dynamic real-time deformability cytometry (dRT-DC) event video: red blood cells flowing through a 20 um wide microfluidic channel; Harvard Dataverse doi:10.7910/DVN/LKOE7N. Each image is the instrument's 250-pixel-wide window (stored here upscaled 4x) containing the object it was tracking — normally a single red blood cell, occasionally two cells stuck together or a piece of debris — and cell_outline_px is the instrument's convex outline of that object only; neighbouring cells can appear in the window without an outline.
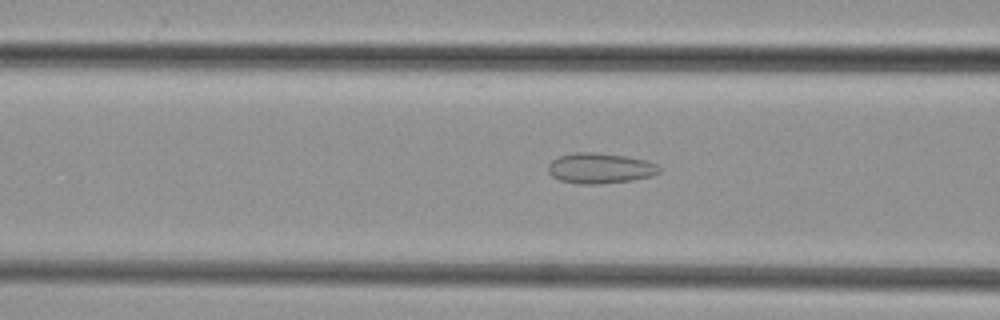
{"species": "common noctule bat (a hibernating species)", "species_latin": "Nyctalus noctula", "temperature_condition": "cold", "stored_images_in_passage": 35, "segment_of_instrument_passage": [1, 2], "camera_frame_rate_fps": 3000, "um_per_image_px": 0.085, "animal": {"sex": "female", "body_mass_g": 29.2, "forearm_length_mm": 56.3}, "frame": {"image": 1, "passage_image": 16, "time_ms": 5.0, "image_size_px": [1000, 320], "cell_outline_px": [[660, 172], [652, 176], [632, 180], [600, 184], [580, 184], [560, 180], [552, 176], [548, 172], [548, 164], [552, 160], [560, 156], [576, 152], [596, 152], [624, 156], [644, 160], [656, 164], [660, 168]], "centroid_in_image_um": [50.99, 14.3], "position_along_channel_um": 115.6, "area_um2": 19.65}}
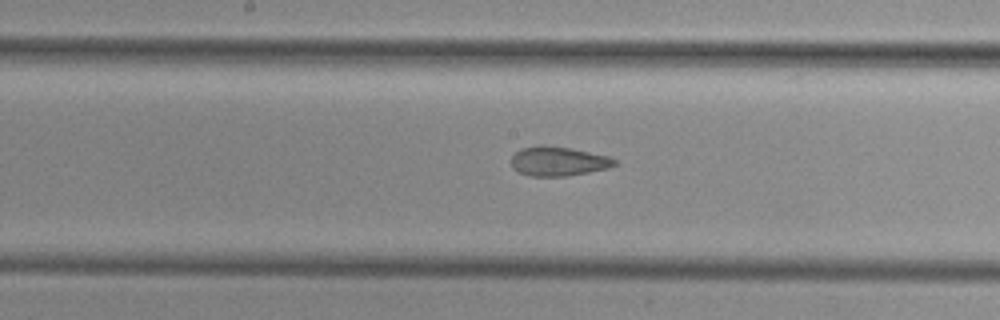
{"frame": {"image": 2, "passage_image": 22, "time_ms": 7.0, "image_size_px": [1000, 320], "cell_outline_px": [[616, 164], [608, 168], [588, 172], [564, 176], [532, 176], [520, 172], [512, 168], [512, 156], [520, 148], [568, 148], [608, 156], [616, 160]], "centroid_in_image_um": [47.47, 13.75], "position_along_channel_um": 200.7, "area_um2": 16.76}}
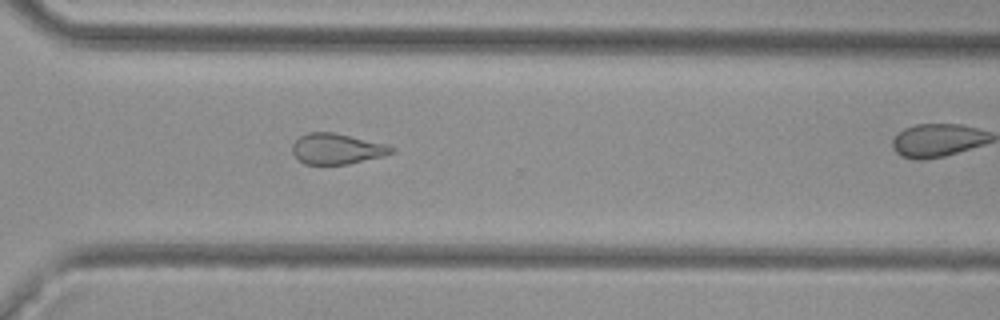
{"frame": {"image": 3, "passage_image": 32, "time_ms": 10.333, "image_size_px": [1000, 320], "cell_outline_px": [[396, 152], [384, 156], [348, 164], [304, 164], [292, 152], [292, 144], [300, 136], [308, 132], [332, 132], [384, 144], [396, 148]], "centroid_in_image_um": [28.64, 12.65], "position_along_channel_um": 342.0, "area_um2": 17.57}}